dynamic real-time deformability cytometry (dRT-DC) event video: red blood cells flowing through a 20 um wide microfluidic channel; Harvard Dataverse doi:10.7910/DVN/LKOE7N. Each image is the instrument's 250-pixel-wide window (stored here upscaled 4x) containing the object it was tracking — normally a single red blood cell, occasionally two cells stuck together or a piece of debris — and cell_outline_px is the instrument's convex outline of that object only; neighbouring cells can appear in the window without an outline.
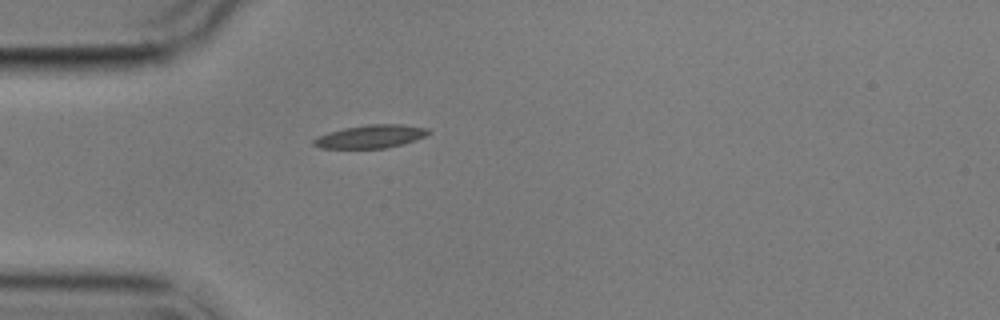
{"species": "common noctule bat (a hibernating species)", "species_latin": "Nyctalus noctula", "temperature_condition": "cold", "stored_images_in_passage": 2, "camera_frame_rate_fps": 3000, "um_per_image_px": 0.085, "animal": {"sex": "male", "body_mass_g": 17.9}, "frame": {"image": 1, "passage_image": 2, "time_ms": 1.333, "image_size_px": [1000, 320], "cell_outline_px": [[432, 132], [416, 140], [404, 144], [384, 148], [320, 148], [312, 144], [312, 140], [316, 136], [328, 132], [344, 128], [368, 124], [400, 124], [428, 128]], "centroid_in_image_um": [31.49, 11.6], "position_along_channel_um": 53.5, "area_um2": 15.61}}